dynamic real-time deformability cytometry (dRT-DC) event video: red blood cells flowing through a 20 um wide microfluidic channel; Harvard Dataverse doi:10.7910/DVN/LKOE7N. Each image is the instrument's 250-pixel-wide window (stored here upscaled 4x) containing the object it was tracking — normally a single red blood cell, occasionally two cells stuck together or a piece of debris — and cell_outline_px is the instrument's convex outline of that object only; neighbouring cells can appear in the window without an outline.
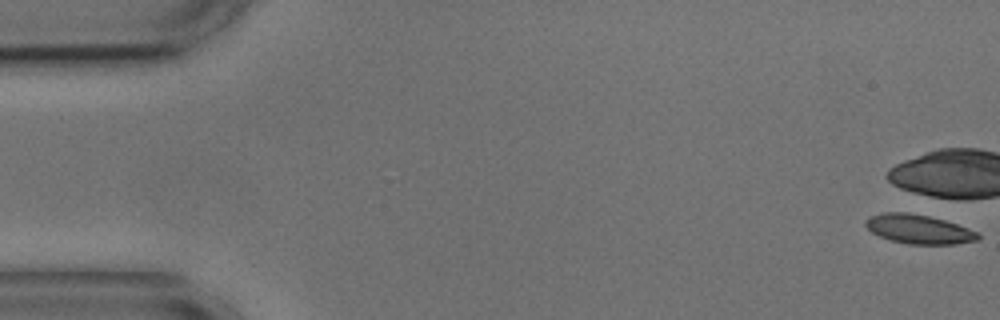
{"species": "common noctule bat (a hibernating species)", "species_latin": "Nyctalus noctula", "temperature_condition": "cold", "stored_images_in_passage": 4, "camera_frame_rate_fps": 3000, "um_per_image_px": 0.085, "animal": {"sex": "male", "body_mass_g": 17.9, "forearm_length_mm": 54.2}, "frame": {"image": 1, "passage_image": 1, "time_ms": 0.0, "image_size_px": [1000, 320], "cell_outline_px": [[980, 240], [956, 244], [908, 244], [892, 240], [880, 236], [872, 232], [864, 224], [864, 220], [868, 216], [884, 212], [908, 212], [928, 216], [944, 220], [980, 232]], "centroid_in_image_um": [78.11, 19.47], "position_along_channel_um": 6.9, "area_um2": 19.19}}